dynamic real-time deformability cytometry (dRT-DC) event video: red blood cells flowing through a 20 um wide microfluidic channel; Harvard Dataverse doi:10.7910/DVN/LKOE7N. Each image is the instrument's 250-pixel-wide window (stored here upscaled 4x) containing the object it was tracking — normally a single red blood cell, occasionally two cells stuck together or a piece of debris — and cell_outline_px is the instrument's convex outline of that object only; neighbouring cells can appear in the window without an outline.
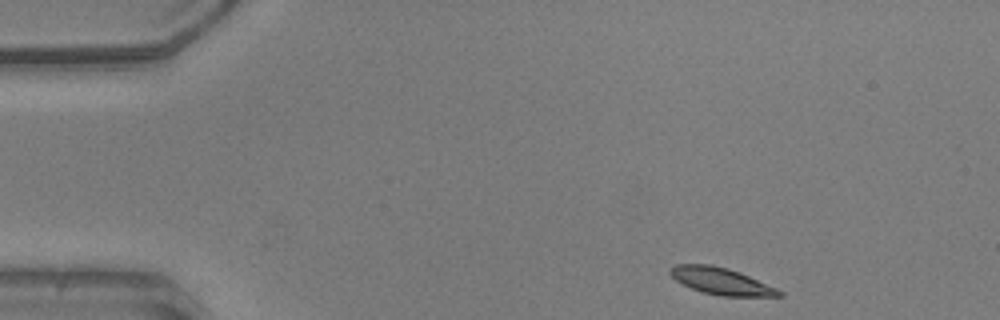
{"species": "common noctule bat (a hibernating species)", "species_latin": "Nyctalus noctula", "temperature_condition": "warm", "stored_images_in_passage": 46, "camera_frame_rate_fps": 3000, "um_per_image_px": 0.085, "animal": {"sex": "male", "body_mass_g": 20.5, "forearm_length_mm": 52.5}, "frame": {"image": 1, "passage_image": 1, "time_ms": 0.0, "image_size_px": [1000, 320], "cell_outline_px": [[784, 296], [720, 296], [700, 292], [676, 280], [668, 272], [668, 268], [676, 264], [712, 264], [728, 268], [740, 272], [776, 288], [784, 292]], "centroid_in_image_um": [61.28, 23.89], "position_along_channel_um": 23.7, "area_um2": 17.11}}
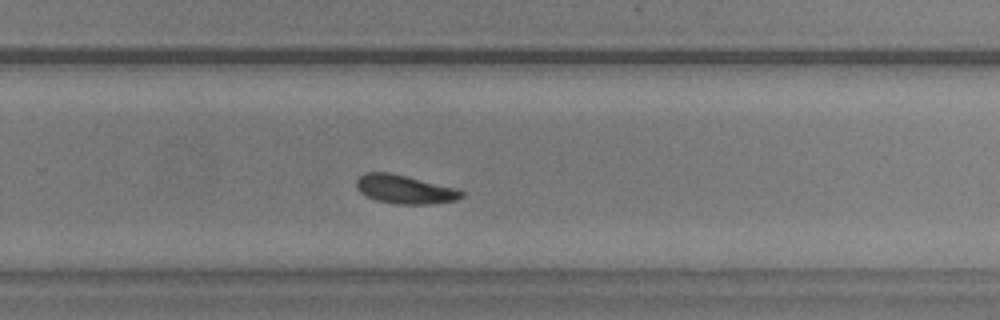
{"frame": {"image": 2, "passage_image": 28, "time_ms": 9.0, "image_size_px": [1000, 320], "cell_outline_px": [[464, 196], [456, 200], [428, 204], [396, 204], [376, 200], [360, 192], [356, 188], [356, 180], [364, 172], [388, 172], [456, 188], [464, 192]], "centroid_in_image_um": [34.38, 16.09], "position_along_channel_um": 295.4, "area_um2": 17.4}}
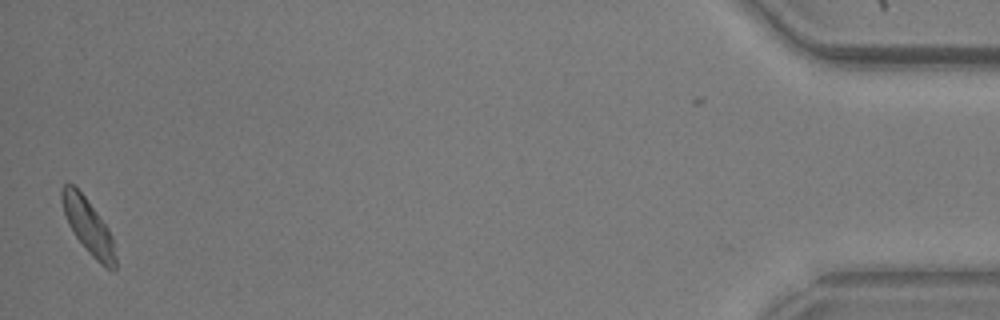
{"frame": {"image": 3, "passage_image": 45, "time_ms": 14.667, "image_size_px": [1000, 320], "cell_outline_px": [[116, 268], [104, 268], [88, 252], [76, 236], [68, 224], [60, 200], [60, 188], [64, 184], [72, 184], [84, 196], [108, 228], [112, 236], [116, 260]], "centroid_in_image_um": [7.48, 19.23], "position_along_channel_um": 427.7, "area_um2": 16.88}, "authors_computed_cell_mechanics": {"area_um2": 17.6001, "velocity_mm_per_s": 3.9115, "shape_relaxation_time_tau1_ms": 2.0161, "shape_relaxation_time_tau2_ms": null, "deformation_change_tau1": 0.1038, "deformation_change_tau2": null}}